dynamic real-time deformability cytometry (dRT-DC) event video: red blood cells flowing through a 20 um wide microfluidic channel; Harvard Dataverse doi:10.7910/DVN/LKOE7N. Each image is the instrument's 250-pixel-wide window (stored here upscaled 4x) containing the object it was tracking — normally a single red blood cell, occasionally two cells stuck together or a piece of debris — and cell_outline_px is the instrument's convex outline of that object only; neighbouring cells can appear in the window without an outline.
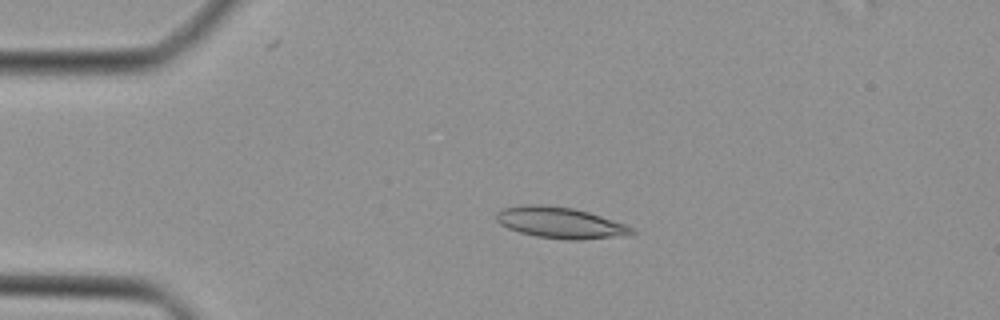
{"species": "Egyptian fruit bat (a non-hibernating species)", "species_latin": "Rousettus aegyptiacus", "temperature_condition": "cold", "stored_images_in_passage": 15, "camera_frame_rate_fps": 3000, "um_per_image_px": 0.085, "animal": {"sex": "female"}, "frame": {"image": 1, "passage_image": 10, "time_ms": 3.0, "image_size_px": [1000, 320], "cell_outline_px": [[636, 232], [628, 236], [580, 240], [568, 240], [536, 236], [520, 232], [508, 228], [500, 224], [496, 220], [496, 212], [504, 208], [524, 204], [548, 204], [572, 208], [588, 212], [624, 224], [632, 228]], "centroid_in_image_um": [47.62, 18.93], "position_along_channel_um": 37.4, "area_um2": 24.68}}
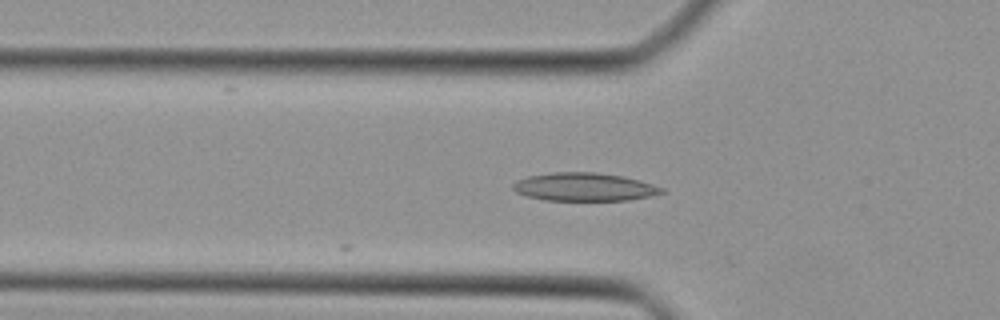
{"frame": {"image": 2, "passage_image": 15, "time_ms": 4.667, "image_size_px": [1000, 320], "cell_outline_px": [[664, 192], [648, 196], [628, 200], [544, 200], [528, 196], [516, 192], [512, 188], [512, 184], [516, 180], [528, 176], [552, 172], [596, 172], [624, 176], [640, 180], [664, 188]], "centroid_in_image_um": [49.64, 15.88], "position_along_channel_um": 76.2, "area_um2": 24.39}}